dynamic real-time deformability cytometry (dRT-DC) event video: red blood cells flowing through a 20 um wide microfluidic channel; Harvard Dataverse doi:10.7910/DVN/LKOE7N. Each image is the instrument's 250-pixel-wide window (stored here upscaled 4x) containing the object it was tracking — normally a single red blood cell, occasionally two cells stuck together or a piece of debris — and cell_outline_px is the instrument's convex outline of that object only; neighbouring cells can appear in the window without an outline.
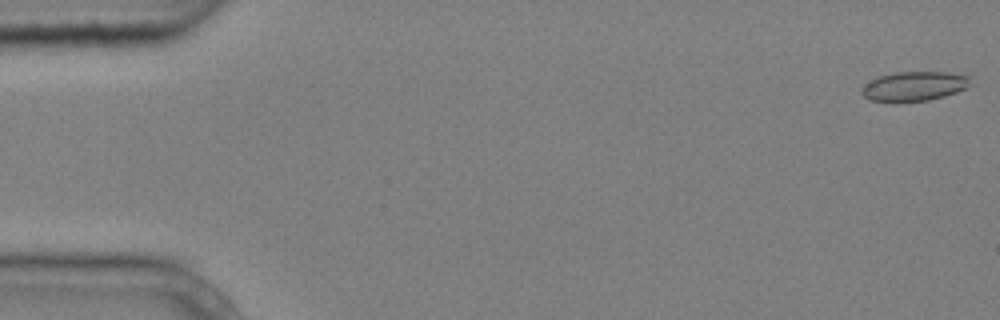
{"species": "common noctule bat (a hibernating species)", "species_latin": "Nyctalus noctula", "temperature_condition": "cold", "stored_images_in_passage": 6, "camera_frame_rate_fps": 3000, "um_per_image_px": 0.085, "animal": {"sex": "male", "body_mass_g": 20.4}, "frame": {"image": 1, "passage_image": 1, "time_ms": 0.0, "image_size_px": [1000, 320], "cell_outline_px": [[972, 84], [956, 92], [944, 96], [928, 100], [872, 100], [864, 96], [860, 92], [860, 88], [872, 80], [880, 76], [896, 72], [948, 72], [972, 76]], "centroid_in_image_um": [77.77, 7.29], "position_along_channel_um": 7.2, "area_um2": 18.26}}